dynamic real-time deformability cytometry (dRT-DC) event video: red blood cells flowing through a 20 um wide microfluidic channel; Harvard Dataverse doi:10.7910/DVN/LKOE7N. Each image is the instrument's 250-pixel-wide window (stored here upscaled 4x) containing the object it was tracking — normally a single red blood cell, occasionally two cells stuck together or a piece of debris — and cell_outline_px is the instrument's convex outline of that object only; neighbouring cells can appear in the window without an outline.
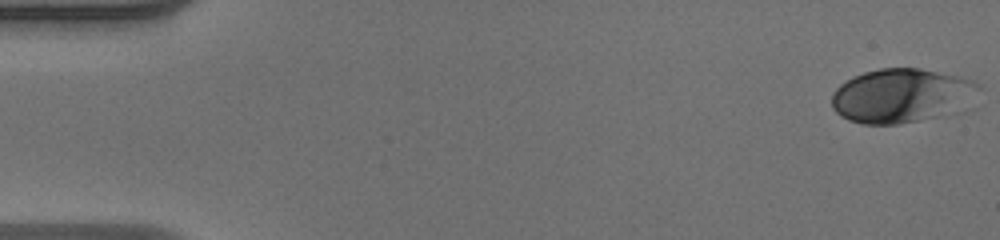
{"species": "human", "species_latin": "Homo sapiens", "temperature_condition": "warm", "stored_images_in_passage": 10, "camera_frame_rate_fps": 3000, "um_per_image_px": 0.085, "donor": {"sex": "male"}, "frame": {"image": 1, "passage_image": 1, "time_ms": 0.0, "image_size_px": [1000, 240], "cell_outline_px": [[980, 88], [964, 112], [896, 124], [860, 124], [848, 120], [840, 116], [832, 108], [832, 92], [840, 84], [852, 76], [864, 72], [880, 68], [920, 68], [956, 76], [972, 80], [980, 84]], "centroid_in_image_um": [76.65, 8.14], "position_along_channel_um": 8.3, "area_um2": 46.99}}